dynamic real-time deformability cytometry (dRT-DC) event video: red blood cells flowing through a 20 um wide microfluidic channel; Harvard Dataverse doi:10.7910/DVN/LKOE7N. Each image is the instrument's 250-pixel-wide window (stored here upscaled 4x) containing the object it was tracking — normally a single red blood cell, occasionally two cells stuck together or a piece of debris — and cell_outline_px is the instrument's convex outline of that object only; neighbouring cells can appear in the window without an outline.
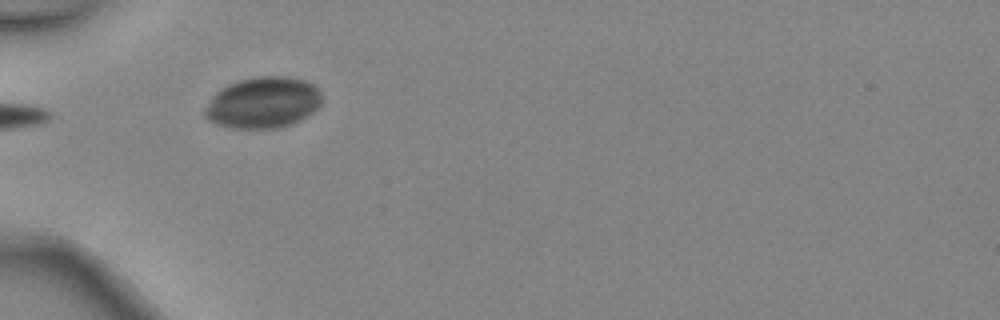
{"species": "common noctule bat (a hibernating species)", "species_latin": "Nyctalus noctula", "temperature_condition": "warm", "stored_images_in_passage": 4, "camera_frame_rate_fps": 3000, "um_per_image_px": 0.085, "animal": {"sex": "female", "body_mass_g": 24.6, "forearm_length_mm": 56.2}, "frame": {"image": 1, "passage_image": 3, "time_ms": 0.667, "image_size_px": [1000, 320], "cell_outline_px": [[320, 104], [308, 116], [292, 124], [272, 128], [236, 128], [220, 124], [208, 120], [204, 116], [204, 108], [212, 96], [216, 92], [228, 84], [240, 80], [260, 76], [288, 76], [304, 80], [320, 88]], "centroid_in_image_um": [22.36, 8.71], "position_along_channel_um": 62.6, "area_um2": 34.74}}
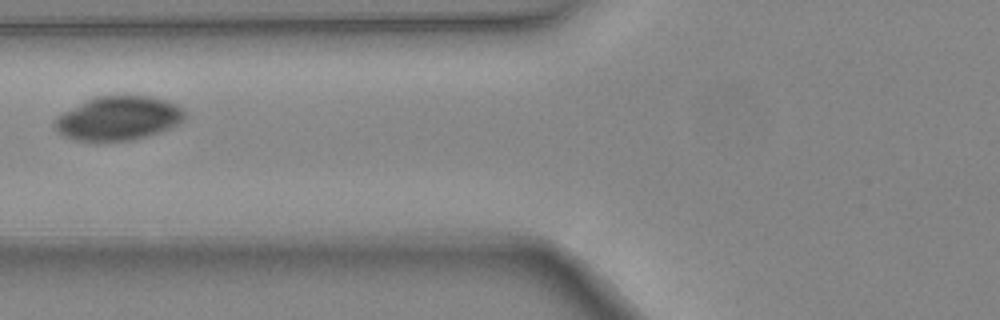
{"frame": {"image": 2, "passage_image": 4, "time_ms": 1.0, "image_size_px": [1000, 320], "cell_outline_px": [[184, 120], [180, 124], [160, 132], [132, 140], [76, 140], [64, 136], [56, 132], [56, 116], [96, 96], [124, 92], [148, 96], [168, 100], [184, 108]], "centroid_in_image_um": [10.12, 10.0], "position_along_channel_um": 115.7, "area_um2": 33.76}}